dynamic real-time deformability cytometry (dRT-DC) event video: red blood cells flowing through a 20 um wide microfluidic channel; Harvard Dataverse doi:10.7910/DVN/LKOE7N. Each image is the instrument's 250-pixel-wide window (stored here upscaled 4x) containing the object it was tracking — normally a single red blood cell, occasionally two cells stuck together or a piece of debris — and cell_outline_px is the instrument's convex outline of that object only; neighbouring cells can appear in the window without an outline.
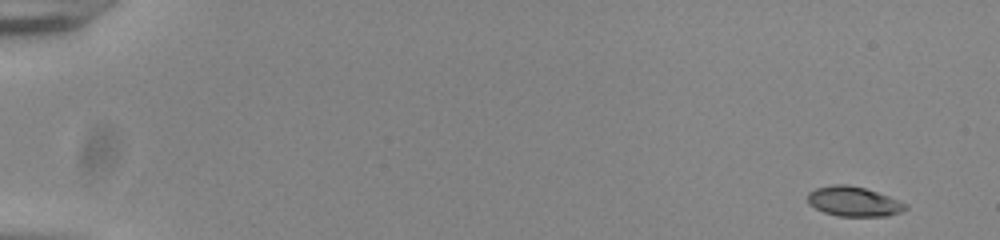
{"species": "common noctule bat (a hibernating species)", "species_latin": "Nyctalus noctula", "temperature_condition": "room temperature", "stored_images_in_passage": 53, "camera_frame_rate_fps": 3000, "um_per_image_px": 0.085, "animal": {"sex": "male", "body_mass_g": 20.0, "forearm_length_mm": 53.3}, "frame": {"image": 1, "passage_image": 1, "time_ms": 0.0, "image_size_px": [1000, 240], "cell_outline_px": [[908, 208], [900, 212], [888, 216], [836, 216], [824, 212], [808, 204], [808, 192], [816, 188], [832, 184], [848, 184], [864, 188], [888, 196], [908, 204]], "centroid_in_image_um": [72.55, 17.13], "position_along_channel_um": 12.4, "area_um2": 16.99}}
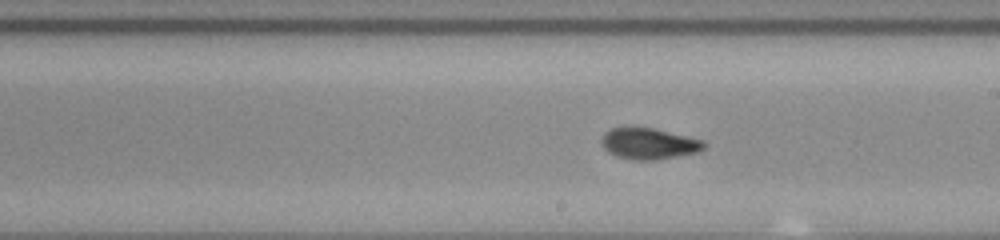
{"frame": {"image": 2, "passage_image": 31, "time_ms": 10.0, "image_size_px": [1000, 240], "cell_outline_px": [[704, 148], [696, 152], [656, 160], [632, 160], [616, 156], [608, 152], [604, 148], [600, 140], [604, 132], [612, 128], [624, 124], [636, 124], [704, 140]], "centroid_in_image_um": [55.06, 12.16], "position_along_channel_um": 233.9, "area_um2": 19.19}}
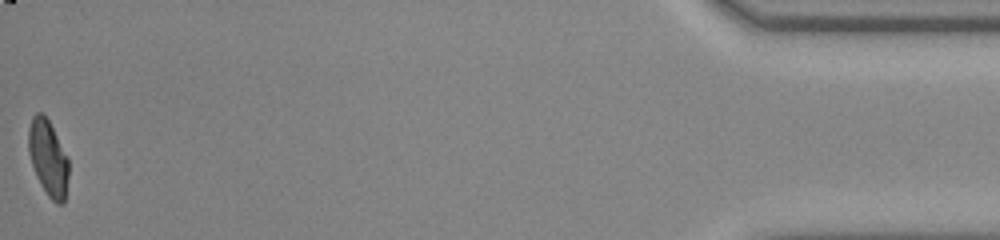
{"frame": {"image": 3, "passage_image": 53, "time_ms": 17.333, "image_size_px": [1000, 240], "cell_outline_px": [[68, 176], [64, 204], [56, 204], [48, 196], [40, 184], [36, 176], [28, 152], [28, 128], [32, 116], [36, 112], [40, 112], [48, 120], [68, 160]], "centroid_in_image_um": [4.07, 13.46], "position_along_channel_um": 431.1, "area_um2": 17.51}, "authors_computed_cell_mechanics": {"area_um2": 18.2648, "velocity_mm_per_s": 3.8463, "shape_relaxation_time_tau1_ms": 5.4188, "shape_relaxation_time_tau2_ms": 1.9272, "deformation_change_tau1": 0.1898, "deformation_change_tau2": 0.0763}}